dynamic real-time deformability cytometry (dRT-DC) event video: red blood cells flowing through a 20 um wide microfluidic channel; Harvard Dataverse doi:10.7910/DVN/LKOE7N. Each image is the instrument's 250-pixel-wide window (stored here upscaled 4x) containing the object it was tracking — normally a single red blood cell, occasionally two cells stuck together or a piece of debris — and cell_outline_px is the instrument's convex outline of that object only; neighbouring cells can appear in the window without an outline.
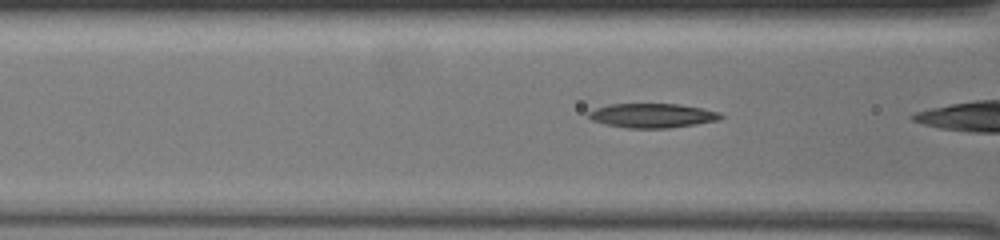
{"species": "common noctule bat (a hibernating species)", "species_latin": "Nyctalus noctula", "temperature_condition": "warm", "stored_images_in_passage": 6, "camera_frame_rate_fps": 3000, "um_per_image_px": 0.085, "animal": {"sex": "female", "body_mass_g": 19.5, "forearm_length_mm": 54.1}, "frame": {"image": 1, "passage_image": 4, "time_ms": 1.0, "image_size_px": [1000, 240], "cell_outline_px": [[724, 116], [720, 120], [696, 124], [668, 128], [628, 128], [604, 124], [592, 120], [588, 116], [588, 112], [596, 108], [608, 104], [680, 104], [720, 112]], "centroid_in_image_um": [55.45, 9.82], "position_along_channel_um": 111.1, "area_um2": 18.73}}